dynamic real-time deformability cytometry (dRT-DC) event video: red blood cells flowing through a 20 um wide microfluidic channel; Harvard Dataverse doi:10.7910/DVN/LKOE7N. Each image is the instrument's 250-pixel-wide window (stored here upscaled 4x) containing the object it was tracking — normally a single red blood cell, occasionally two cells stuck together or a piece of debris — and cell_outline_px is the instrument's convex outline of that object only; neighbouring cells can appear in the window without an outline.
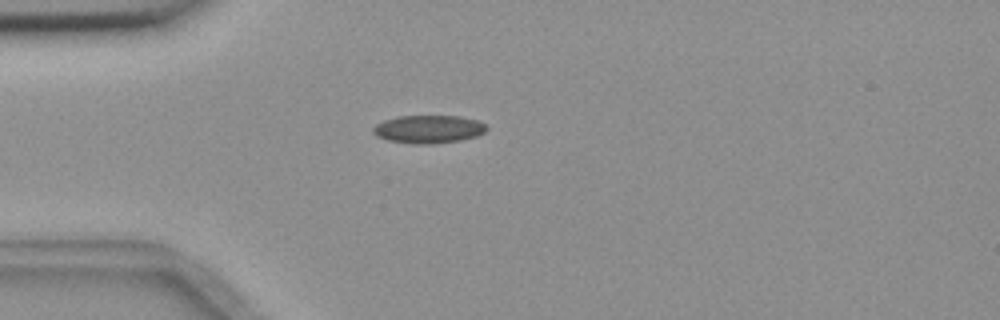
{"species": "common noctule bat (a hibernating species)", "species_latin": "Nyctalus noctula", "temperature_condition": "room temperature", "stored_images_in_passage": 41, "camera_frame_rate_fps": 3000, "um_per_image_px": 0.085, "animal": {"sex": "female", "body_mass_g": 18.4}, "frame": {"image": 1, "passage_image": 1, "time_ms": 0.0, "image_size_px": [1000, 320], "cell_outline_px": [[488, 128], [484, 132], [476, 136], [460, 140], [432, 144], [412, 144], [388, 140], [376, 136], [372, 132], [372, 128], [376, 124], [384, 120], [400, 116], [460, 116], [480, 120]], "centroid_in_image_um": [36.42, 10.98], "position_along_channel_um": 48.6, "area_um2": 18.61}}
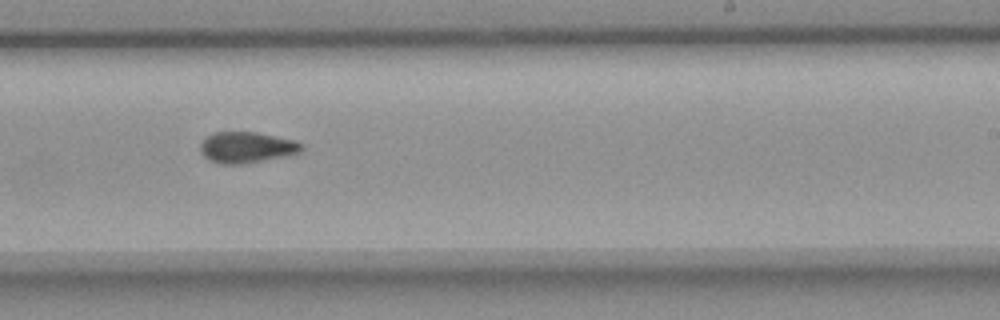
{"frame": {"image": 2, "passage_image": 20, "time_ms": 6.333, "image_size_px": [1000, 320], "cell_outline_px": [[304, 148], [300, 152], [240, 164], [220, 164], [208, 160], [200, 152], [200, 144], [212, 132], [256, 132], [296, 140], [304, 144]], "centroid_in_image_um": [20.94, 12.51], "position_along_channel_um": 268.1, "area_um2": 18.15}}
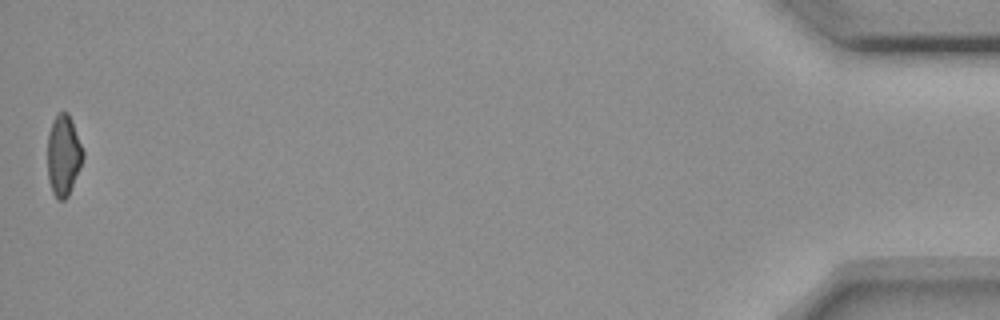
{"frame": {"image": 3, "passage_image": 41, "time_ms": 13.333, "image_size_px": [1000, 320], "cell_outline_px": [[84, 156], [80, 168], [68, 196], [64, 200], [56, 200], [52, 192], [48, 180], [48, 132], [52, 120], [60, 112], [68, 112], [72, 120], [84, 152]], "centroid_in_image_um": [5.39, 13.21], "position_along_channel_um": 429.8, "area_um2": 16.82}, "authors_computed_cell_mechanics": {"area_um2": 17.9758, "velocity_mm_per_s": 3.676, "shape_relaxation_time_tau1_ms": null, "shape_relaxation_time_tau2_ms": 2.9951, "deformation_change_tau1": null, "deformation_change_tau2": 0.084}}